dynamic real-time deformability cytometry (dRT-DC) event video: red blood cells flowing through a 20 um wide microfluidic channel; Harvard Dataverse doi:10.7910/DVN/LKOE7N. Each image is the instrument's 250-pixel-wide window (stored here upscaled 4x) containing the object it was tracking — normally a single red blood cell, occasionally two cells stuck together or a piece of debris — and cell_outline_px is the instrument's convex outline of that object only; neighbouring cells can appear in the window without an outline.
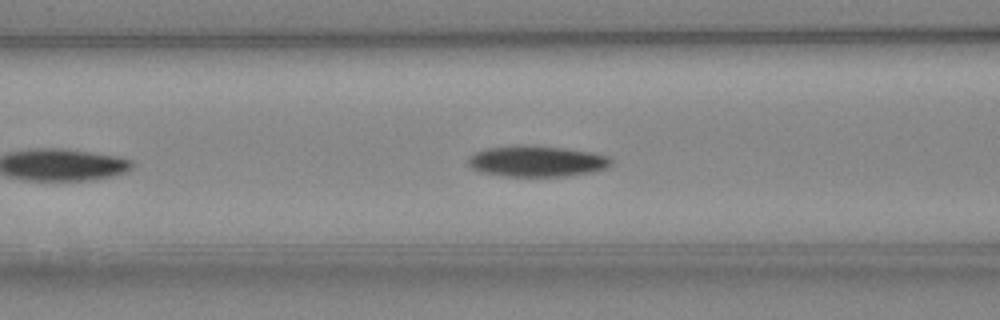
{"species": "Egyptian fruit bat (a non-hibernating species)", "species_latin": "Rousettus aegyptiacus", "temperature_condition": "cold", "stored_images_in_passage": 36, "camera_frame_rate_fps": 3000, "um_per_image_px": 0.085, "animal": {"sex": "female"}, "frame": {"image": 1, "passage_image": 9, "time_ms": 2.667, "image_size_px": [1000, 320], "cell_outline_px": [[612, 164], [608, 168], [596, 172], [568, 176], [504, 176], [480, 172], [472, 168], [468, 164], [468, 160], [476, 152], [488, 148], [516, 144], [524, 144], [568, 148], [592, 152], [608, 156], [612, 160]], "centroid_in_image_um": [45.69, 13.7], "position_along_channel_um": 120.9, "area_um2": 26.24}}
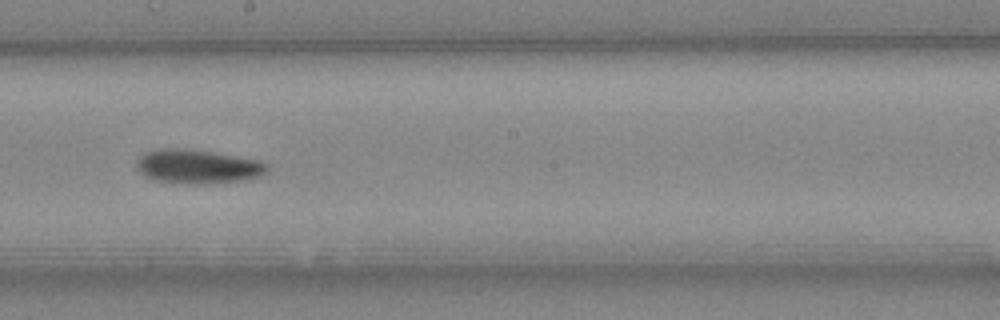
{"frame": {"image": 2, "passage_image": 17, "time_ms": 5.333, "image_size_px": [1000, 320], "cell_outline_px": [[268, 172], [260, 176], [248, 180], [208, 184], [172, 184], [152, 180], [144, 176], [136, 168], [136, 160], [144, 152], [160, 148], [180, 148], [212, 152], [260, 160], [268, 164]], "centroid_in_image_um": [16.78, 14.18], "position_along_channel_um": 231.4, "area_um2": 26.59}}
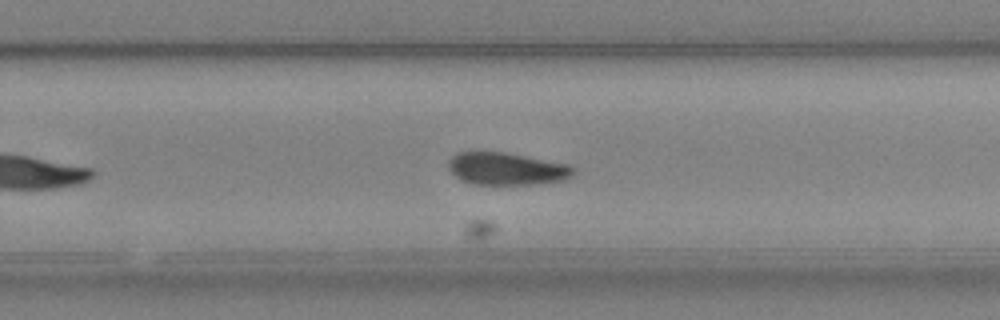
{"frame": {"image": 3, "passage_image": 21, "time_ms": 6.667, "image_size_px": [1000, 320], "cell_outline_px": [[576, 172], [572, 176], [564, 180], [532, 184], [472, 184], [460, 180], [448, 168], [448, 160], [456, 152], [504, 152], [568, 164]], "centroid_in_image_um": [43.03, 14.34], "position_along_channel_um": 286.8, "area_um2": 23.52}}